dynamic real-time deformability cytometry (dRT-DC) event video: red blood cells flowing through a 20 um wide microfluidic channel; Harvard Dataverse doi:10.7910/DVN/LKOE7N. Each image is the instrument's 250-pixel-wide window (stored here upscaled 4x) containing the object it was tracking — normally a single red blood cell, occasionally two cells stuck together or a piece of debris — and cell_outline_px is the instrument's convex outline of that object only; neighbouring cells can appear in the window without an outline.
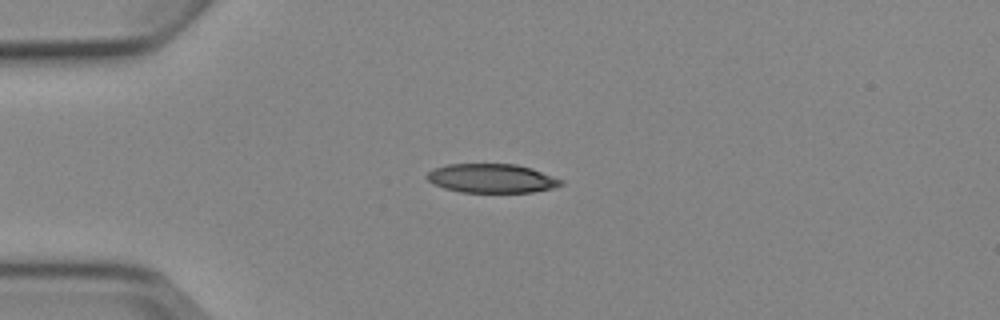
{"species": "Egyptian fruit bat (a non-hibernating species)", "species_latin": "Rousettus aegyptiacus", "temperature_condition": "cold", "stored_images_in_passage": 5, "camera_frame_rate_fps": 3000, "um_per_image_px": 0.085, "animal": {"sex": "female"}, "frame": {"image": 1, "passage_image": 1, "time_ms": 0.0, "image_size_px": [1000, 320], "cell_outline_px": [[564, 184], [552, 188], [532, 192], [460, 192], [444, 188], [432, 184], [424, 176], [432, 168], [448, 164], [516, 164], [532, 168], [564, 180]], "centroid_in_image_um": [41.77, 15.15], "position_along_channel_um": 43.2, "area_um2": 22.83}}
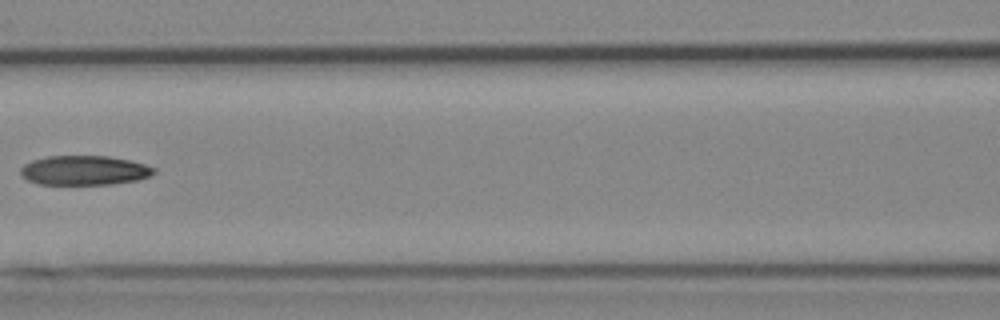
{"frame": {"image": 2, "passage_image": 4, "time_ms": 3.667, "image_size_px": [1000, 320], "cell_outline_px": [[156, 172], [152, 176], [140, 180], [112, 184], [36, 184], [20, 176], [20, 168], [24, 164], [32, 160], [48, 156], [108, 156], [128, 160], [144, 164], [156, 168]], "centroid_in_image_um": [7.17, 14.49], "position_along_channel_um": 159.4, "area_um2": 23.12}}
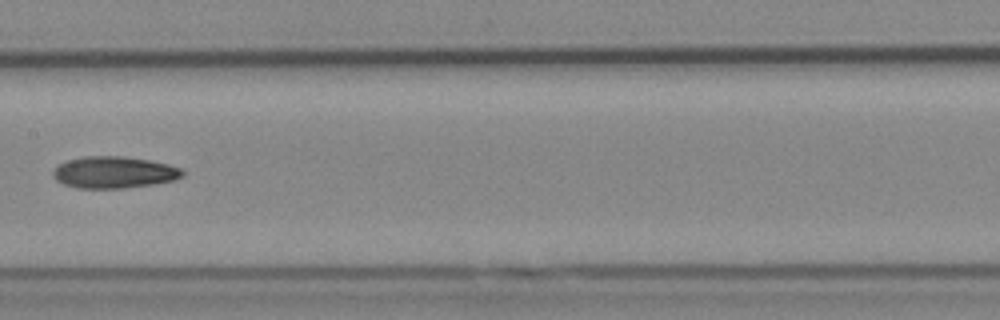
{"frame": {"image": 3, "passage_image": 5, "time_ms": 4.667, "image_size_px": [1000, 320], "cell_outline_px": [[184, 176], [176, 180], [152, 184], [124, 188], [76, 188], [64, 184], [56, 180], [52, 176], [52, 172], [56, 164], [68, 160], [84, 156], [124, 156], [148, 160], [168, 164], [180, 168], [184, 172]], "centroid_in_image_um": [9.66, 14.64], "position_along_channel_um": 197.7, "area_um2": 24.1}}